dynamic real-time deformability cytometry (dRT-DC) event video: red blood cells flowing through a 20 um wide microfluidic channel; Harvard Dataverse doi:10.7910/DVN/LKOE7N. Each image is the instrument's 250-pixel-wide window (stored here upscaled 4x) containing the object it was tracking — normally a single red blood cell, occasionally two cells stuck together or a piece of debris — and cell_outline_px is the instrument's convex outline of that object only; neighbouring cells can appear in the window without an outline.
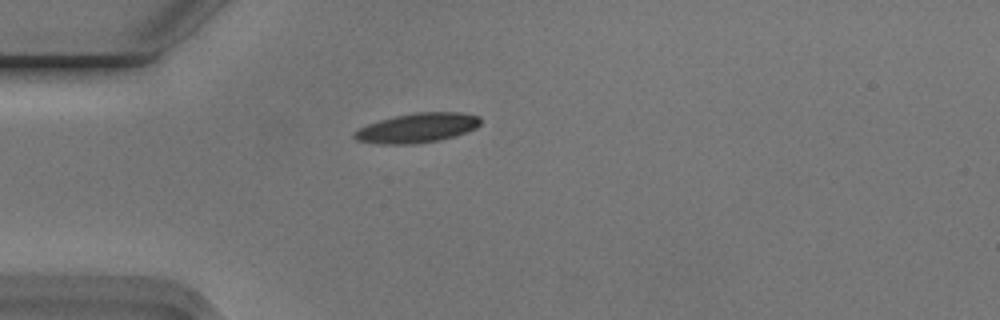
{"species": "Egyptian fruit bat (a non-hibernating species)", "species_latin": "Rousettus aegyptiacus", "temperature_condition": "cold", "stored_images_in_passage": 2, "camera_frame_rate_fps": 3000, "um_per_image_px": 0.085, "animal": {"sex": "male"}, "frame": {"image": 1, "passage_image": 1, "time_ms": 0.0, "image_size_px": [1000, 320], "cell_outline_px": [[480, 124], [476, 128], [452, 136], [436, 140], [412, 144], [380, 144], [356, 140], [352, 136], [352, 132], [368, 124], [380, 120], [396, 116], [416, 112], [460, 112], [480, 116]], "centroid_in_image_um": [35.43, 10.86], "position_along_channel_um": 49.6, "area_um2": 21.44}}